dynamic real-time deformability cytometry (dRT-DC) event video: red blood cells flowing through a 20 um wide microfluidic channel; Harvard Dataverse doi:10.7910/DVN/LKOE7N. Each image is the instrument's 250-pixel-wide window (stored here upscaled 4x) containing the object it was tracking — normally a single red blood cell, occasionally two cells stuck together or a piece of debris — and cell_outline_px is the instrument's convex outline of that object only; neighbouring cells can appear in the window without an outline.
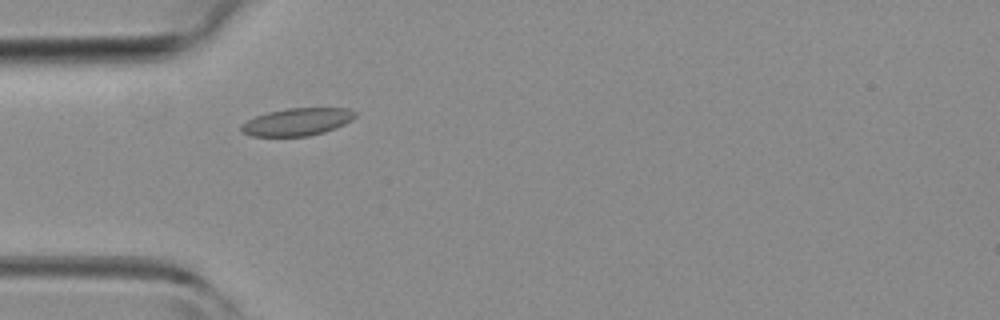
{"species": "common noctule bat (a hibernating species)", "species_latin": "Nyctalus noctula", "temperature_condition": "room temperature", "stored_images_in_passage": 5, "camera_frame_rate_fps": 3000, "um_per_image_px": 0.085, "animal": {"sex": "female", "body_mass_g": 19.3, "forearm_length_mm": 54.1}, "frame": {"image": 1, "passage_image": 3, "time_ms": 2.333, "image_size_px": [1000, 320], "cell_outline_px": [[356, 116], [352, 120], [344, 124], [324, 132], [308, 136], [252, 136], [244, 132], [240, 128], [240, 124], [256, 116], [268, 112], [288, 108], [348, 108], [356, 112]], "centroid_in_image_um": [25.27, 10.35], "position_along_channel_um": 59.7, "area_um2": 18.15}}
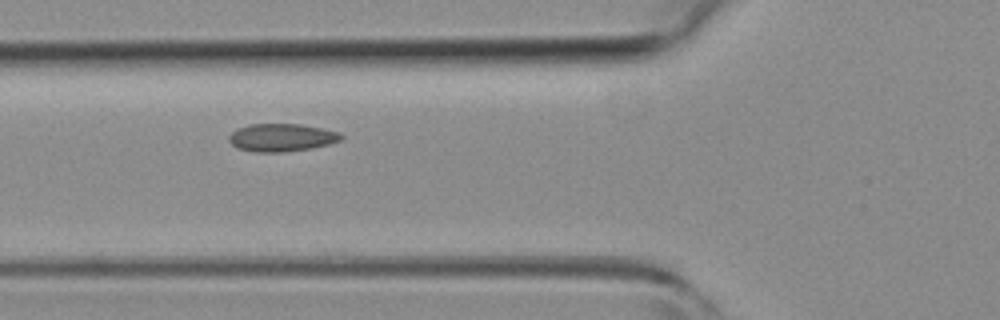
{"frame": {"image": 2, "passage_image": 4, "time_ms": 3.333, "image_size_px": [1000, 320], "cell_outline_px": [[344, 136], [340, 140], [328, 144], [312, 148], [284, 152], [256, 152], [236, 148], [228, 140], [228, 136], [236, 128], [248, 124], [300, 124], [340, 132]], "centroid_in_image_um": [23.9, 11.69], "position_along_channel_um": 101.9, "area_um2": 18.26}}
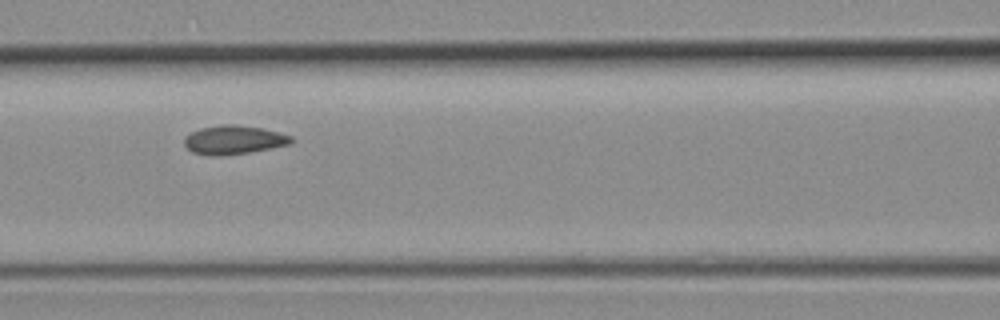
{"frame": {"image": 3, "passage_image": 5, "time_ms": 4.333, "image_size_px": [1000, 320], "cell_outline_px": [[292, 140], [288, 144], [272, 148], [248, 152], [212, 156], [192, 152], [184, 144], [184, 140], [192, 132], [200, 128], [220, 124], [236, 124], [264, 128], [280, 132], [292, 136]], "centroid_in_image_um": [19.88, 11.87], "position_along_channel_um": 146.7, "area_um2": 17.8}}